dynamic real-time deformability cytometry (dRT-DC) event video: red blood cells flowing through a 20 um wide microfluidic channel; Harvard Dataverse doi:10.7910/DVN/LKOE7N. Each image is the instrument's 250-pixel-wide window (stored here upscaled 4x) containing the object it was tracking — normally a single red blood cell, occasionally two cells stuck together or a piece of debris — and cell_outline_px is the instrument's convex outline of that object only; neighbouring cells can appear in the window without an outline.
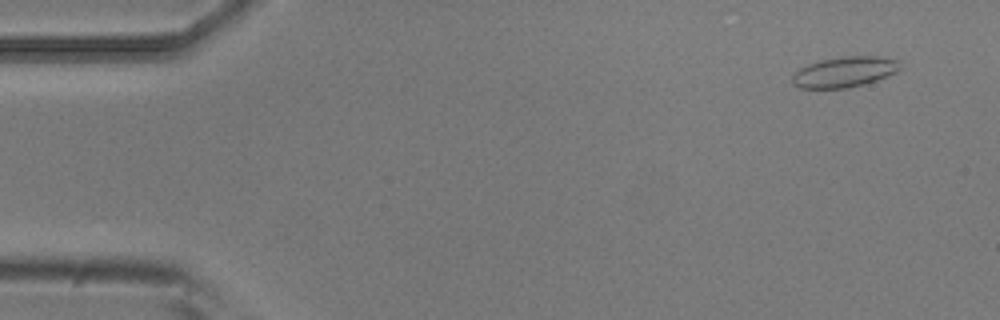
{"species": "common noctule bat (a hibernating species)", "species_latin": "Nyctalus noctula", "temperature_condition": "room temperature", "stored_images_in_passage": 6, "camera_frame_rate_fps": 3000, "um_per_image_px": 0.085, "animal": {"sex": "male", "body_mass_g": 20.5, "forearm_length_mm": 52.5}, "frame": {"image": 1, "passage_image": 1, "time_ms": 0.0, "image_size_px": [1000, 320], "cell_outline_px": [[904, 68], [896, 72], [876, 80], [864, 84], [848, 88], [800, 88], [792, 84], [792, 76], [800, 68], [808, 64], [820, 60], [840, 56], [880, 56], [900, 60]], "centroid_in_image_um": [71.83, 6.1], "position_along_channel_um": 13.2, "area_um2": 19.42}}
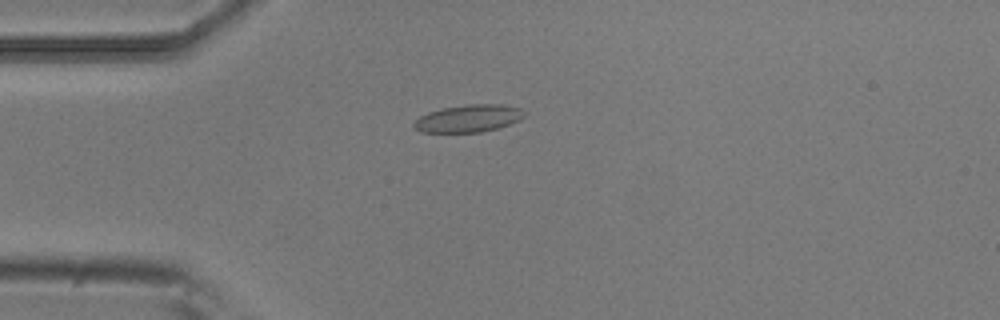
{"frame": {"image": 2, "passage_image": 4, "time_ms": 1.0, "image_size_px": [1000, 320], "cell_outline_px": [[528, 112], [520, 120], [496, 128], [480, 132], [424, 132], [416, 128], [412, 124], [420, 116], [428, 112], [444, 108], [468, 104], [504, 104], [520, 108]], "centroid_in_image_um": [39.87, 10.05], "position_along_channel_um": 45.1, "area_um2": 17.51}}
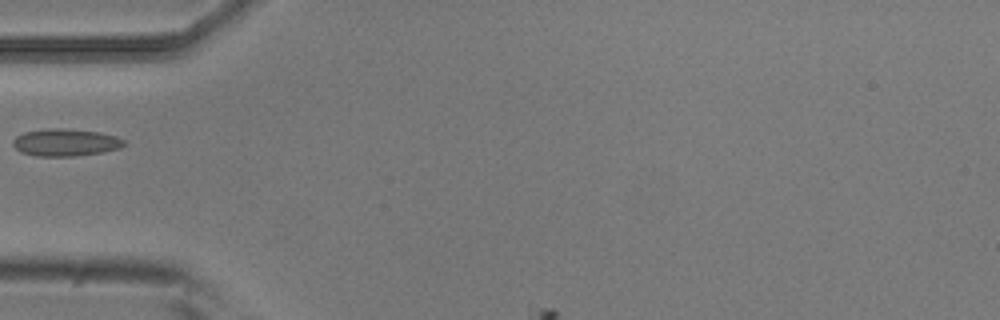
{"frame": {"image": 3, "passage_image": 5, "time_ms": 1.333, "image_size_px": [1000, 320], "cell_outline_px": [[128, 144], [120, 148], [100, 152], [72, 156], [36, 156], [20, 152], [12, 144], [12, 140], [16, 136], [24, 132], [52, 128], [60, 128], [100, 132], [116, 136], [124, 140]], "centroid_in_image_um": [5.57, 12.1], "position_along_channel_um": 79.4, "area_um2": 17.63}}